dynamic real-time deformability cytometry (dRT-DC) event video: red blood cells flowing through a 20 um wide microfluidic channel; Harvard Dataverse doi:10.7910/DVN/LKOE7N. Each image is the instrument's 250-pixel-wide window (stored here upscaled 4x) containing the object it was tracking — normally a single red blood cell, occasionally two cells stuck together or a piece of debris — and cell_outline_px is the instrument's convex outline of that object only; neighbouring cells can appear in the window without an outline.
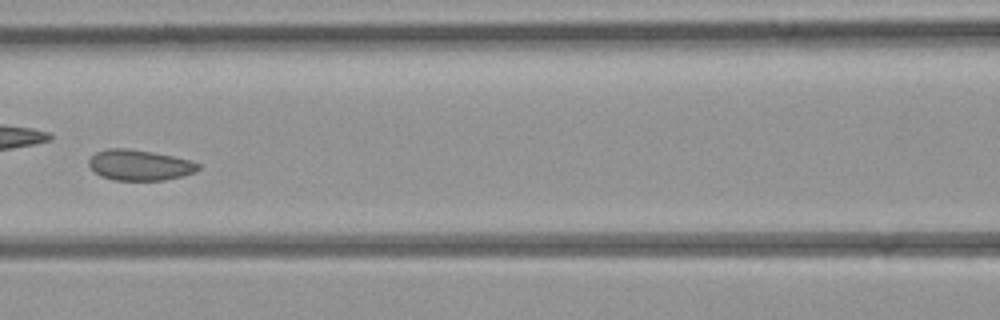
{"species": "common noctule bat (a hibernating species)", "species_latin": "Nyctalus noctula", "temperature_condition": "room temperature", "stored_images_in_passage": 45, "camera_frame_rate_fps": 3000, "um_per_image_px": 0.085, "animal": {"sex": "female", "body_mass_g": 21.9}, "frame": {"image": 1, "passage_image": 20, "time_ms": 6.333, "image_size_px": [1000, 320], "cell_outline_px": [[200, 168], [196, 172], [184, 176], [164, 180], [112, 180], [100, 176], [88, 164], [88, 160], [96, 152], [108, 148], [128, 148], [152, 152], [192, 160], [200, 164]], "centroid_in_image_um": [11.89, 14.03], "position_along_channel_um": 154.7, "area_um2": 19.65}}